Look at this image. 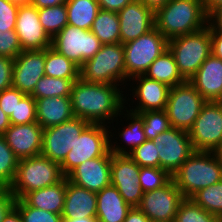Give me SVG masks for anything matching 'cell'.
<instances>
[{"label": "cell", "instance_id": "16", "mask_svg": "<svg viewBox=\"0 0 222 222\" xmlns=\"http://www.w3.org/2000/svg\"><path fill=\"white\" fill-rule=\"evenodd\" d=\"M45 49L23 50L13 62L12 87L31 95L44 75Z\"/></svg>", "mask_w": 222, "mask_h": 222}, {"label": "cell", "instance_id": "51", "mask_svg": "<svg viewBox=\"0 0 222 222\" xmlns=\"http://www.w3.org/2000/svg\"><path fill=\"white\" fill-rule=\"evenodd\" d=\"M67 0H30V4L37 8L57 6L65 3Z\"/></svg>", "mask_w": 222, "mask_h": 222}, {"label": "cell", "instance_id": "53", "mask_svg": "<svg viewBox=\"0 0 222 222\" xmlns=\"http://www.w3.org/2000/svg\"><path fill=\"white\" fill-rule=\"evenodd\" d=\"M2 222H22L21 214L19 213L18 209L14 206L8 212Z\"/></svg>", "mask_w": 222, "mask_h": 222}, {"label": "cell", "instance_id": "29", "mask_svg": "<svg viewBox=\"0 0 222 222\" xmlns=\"http://www.w3.org/2000/svg\"><path fill=\"white\" fill-rule=\"evenodd\" d=\"M68 25L91 30L96 15L101 10L97 0H67Z\"/></svg>", "mask_w": 222, "mask_h": 222}, {"label": "cell", "instance_id": "54", "mask_svg": "<svg viewBox=\"0 0 222 222\" xmlns=\"http://www.w3.org/2000/svg\"><path fill=\"white\" fill-rule=\"evenodd\" d=\"M10 125L9 116L0 108V135H3Z\"/></svg>", "mask_w": 222, "mask_h": 222}, {"label": "cell", "instance_id": "14", "mask_svg": "<svg viewBox=\"0 0 222 222\" xmlns=\"http://www.w3.org/2000/svg\"><path fill=\"white\" fill-rule=\"evenodd\" d=\"M160 168L171 176L193 154L188 131L171 127L155 138Z\"/></svg>", "mask_w": 222, "mask_h": 222}, {"label": "cell", "instance_id": "48", "mask_svg": "<svg viewBox=\"0 0 222 222\" xmlns=\"http://www.w3.org/2000/svg\"><path fill=\"white\" fill-rule=\"evenodd\" d=\"M208 26L210 31H222V6L215 8L208 14Z\"/></svg>", "mask_w": 222, "mask_h": 222}, {"label": "cell", "instance_id": "49", "mask_svg": "<svg viewBox=\"0 0 222 222\" xmlns=\"http://www.w3.org/2000/svg\"><path fill=\"white\" fill-rule=\"evenodd\" d=\"M211 52L222 59V31H210Z\"/></svg>", "mask_w": 222, "mask_h": 222}, {"label": "cell", "instance_id": "35", "mask_svg": "<svg viewBox=\"0 0 222 222\" xmlns=\"http://www.w3.org/2000/svg\"><path fill=\"white\" fill-rule=\"evenodd\" d=\"M19 158L0 135V189H9L16 177Z\"/></svg>", "mask_w": 222, "mask_h": 222}, {"label": "cell", "instance_id": "41", "mask_svg": "<svg viewBox=\"0 0 222 222\" xmlns=\"http://www.w3.org/2000/svg\"><path fill=\"white\" fill-rule=\"evenodd\" d=\"M15 207L22 222H63L62 215L28 206L22 199H16Z\"/></svg>", "mask_w": 222, "mask_h": 222}, {"label": "cell", "instance_id": "15", "mask_svg": "<svg viewBox=\"0 0 222 222\" xmlns=\"http://www.w3.org/2000/svg\"><path fill=\"white\" fill-rule=\"evenodd\" d=\"M139 172L140 166L129 155L111 153V184L131 207L140 205L144 193L139 183Z\"/></svg>", "mask_w": 222, "mask_h": 222}, {"label": "cell", "instance_id": "56", "mask_svg": "<svg viewBox=\"0 0 222 222\" xmlns=\"http://www.w3.org/2000/svg\"><path fill=\"white\" fill-rule=\"evenodd\" d=\"M63 222H97L96 217L75 218V219H63Z\"/></svg>", "mask_w": 222, "mask_h": 222}, {"label": "cell", "instance_id": "28", "mask_svg": "<svg viewBox=\"0 0 222 222\" xmlns=\"http://www.w3.org/2000/svg\"><path fill=\"white\" fill-rule=\"evenodd\" d=\"M144 75L165 83L169 87H174L186 81L179 73L173 54L169 49H166L151 63Z\"/></svg>", "mask_w": 222, "mask_h": 222}, {"label": "cell", "instance_id": "58", "mask_svg": "<svg viewBox=\"0 0 222 222\" xmlns=\"http://www.w3.org/2000/svg\"><path fill=\"white\" fill-rule=\"evenodd\" d=\"M218 155L220 156L221 160H222V147L217 151Z\"/></svg>", "mask_w": 222, "mask_h": 222}, {"label": "cell", "instance_id": "2", "mask_svg": "<svg viewBox=\"0 0 222 222\" xmlns=\"http://www.w3.org/2000/svg\"><path fill=\"white\" fill-rule=\"evenodd\" d=\"M155 27L170 40L197 32L208 25V14L201 0H170L155 12Z\"/></svg>", "mask_w": 222, "mask_h": 222}, {"label": "cell", "instance_id": "57", "mask_svg": "<svg viewBox=\"0 0 222 222\" xmlns=\"http://www.w3.org/2000/svg\"><path fill=\"white\" fill-rule=\"evenodd\" d=\"M9 1H11L12 3H14L18 6L30 4V0H9Z\"/></svg>", "mask_w": 222, "mask_h": 222}, {"label": "cell", "instance_id": "46", "mask_svg": "<svg viewBox=\"0 0 222 222\" xmlns=\"http://www.w3.org/2000/svg\"><path fill=\"white\" fill-rule=\"evenodd\" d=\"M16 197L10 189H0V222L8 212L15 206Z\"/></svg>", "mask_w": 222, "mask_h": 222}, {"label": "cell", "instance_id": "39", "mask_svg": "<svg viewBox=\"0 0 222 222\" xmlns=\"http://www.w3.org/2000/svg\"><path fill=\"white\" fill-rule=\"evenodd\" d=\"M12 125H21L37 122L36 100L32 95H25L9 117Z\"/></svg>", "mask_w": 222, "mask_h": 222}, {"label": "cell", "instance_id": "33", "mask_svg": "<svg viewBox=\"0 0 222 222\" xmlns=\"http://www.w3.org/2000/svg\"><path fill=\"white\" fill-rule=\"evenodd\" d=\"M190 199L206 212L222 218V180L198 190Z\"/></svg>", "mask_w": 222, "mask_h": 222}, {"label": "cell", "instance_id": "23", "mask_svg": "<svg viewBox=\"0 0 222 222\" xmlns=\"http://www.w3.org/2000/svg\"><path fill=\"white\" fill-rule=\"evenodd\" d=\"M96 193L79 187L66 178V194L62 219L96 217Z\"/></svg>", "mask_w": 222, "mask_h": 222}, {"label": "cell", "instance_id": "25", "mask_svg": "<svg viewBox=\"0 0 222 222\" xmlns=\"http://www.w3.org/2000/svg\"><path fill=\"white\" fill-rule=\"evenodd\" d=\"M96 197L97 222H123L132 208L112 184L97 192Z\"/></svg>", "mask_w": 222, "mask_h": 222}, {"label": "cell", "instance_id": "1", "mask_svg": "<svg viewBox=\"0 0 222 222\" xmlns=\"http://www.w3.org/2000/svg\"><path fill=\"white\" fill-rule=\"evenodd\" d=\"M123 92L117 85L89 83L79 78L70 96L73 114L91 124L107 125L108 120L114 121V117L123 115L126 102Z\"/></svg>", "mask_w": 222, "mask_h": 222}, {"label": "cell", "instance_id": "38", "mask_svg": "<svg viewBox=\"0 0 222 222\" xmlns=\"http://www.w3.org/2000/svg\"><path fill=\"white\" fill-rule=\"evenodd\" d=\"M139 183L143 192L165 186L172 176L160 167H140Z\"/></svg>", "mask_w": 222, "mask_h": 222}, {"label": "cell", "instance_id": "50", "mask_svg": "<svg viewBox=\"0 0 222 222\" xmlns=\"http://www.w3.org/2000/svg\"><path fill=\"white\" fill-rule=\"evenodd\" d=\"M123 222H151V220L138 207H132Z\"/></svg>", "mask_w": 222, "mask_h": 222}, {"label": "cell", "instance_id": "36", "mask_svg": "<svg viewBox=\"0 0 222 222\" xmlns=\"http://www.w3.org/2000/svg\"><path fill=\"white\" fill-rule=\"evenodd\" d=\"M139 114L144 119L143 129L148 140H155L159 134L171 128L165 110L140 112Z\"/></svg>", "mask_w": 222, "mask_h": 222}, {"label": "cell", "instance_id": "6", "mask_svg": "<svg viewBox=\"0 0 222 222\" xmlns=\"http://www.w3.org/2000/svg\"><path fill=\"white\" fill-rule=\"evenodd\" d=\"M168 49L173 54L179 73L188 81L212 53L209 26L168 40Z\"/></svg>", "mask_w": 222, "mask_h": 222}, {"label": "cell", "instance_id": "45", "mask_svg": "<svg viewBox=\"0 0 222 222\" xmlns=\"http://www.w3.org/2000/svg\"><path fill=\"white\" fill-rule=\"evenodd\" d=\"M14 59L0 56V93L12 86Z\"/></svg>", "mask_w": 222, "mask_h": 222}, {"label": "cell", "instance_id": "8", "mask_svg": "<svg viewBox=\"0 0 222 222\" xmlns=\"http://www.w3.org/2000/svg\"><path fill=\"white\" fill-rule=\"evenodd\" d=\"M107 128L109 129L110 127L90 123L82 131L71 151L67 153L64 161L60 164L61 171L65 177L84 161L102 157L110 150L112 133Z\"/></svg>", "mask_w": 222, "mask_h": 222}, {"label": "cell", "instance_id": "5", "mask_svg": "<svg viewBox=\"0 0 222 222\" xmlns=\"http://www.w3.org/2000/svg\"><path fill=\"white\" fill-rule=\"evenodd\" d=\"M65 176L60 164L42 155L19 159L15 180L9 188L16 199L60 182Z\"/></svg>", "mask_w": 222, "mask_h": 222}, {"label": "cell", "instance_id": "19", "mask_svg": "<svg viewBox=\"0 0 222 222\" xmlns=\"http://www.w3.org/2000/svg\"><path fill=\"white\" fill-rule=\"evenodd\" d=\"M120 43L126 44L155 27V13L139 0L127 4L118 12Z\"/></svg>", "mask_w": 222, "mask_h": 222}, {"label": "cell", "instance_id": "24", "mask_svg": "<svg viewBox=\"0 0 222 222\" xmlns=\"http://www.w3.org/2000/svg\"><path fill=\"white\" fill-rule=\"evenodd\" d=\"M36 100L37 123L43 129L74 118L71 97H46Z\"/></svg>", "mask_w": 222, "mask_h": 222}, {"label": "cell", "instance_id": "4", "mask_svg": "<svg viewBox=\"0 0 222 222\" xmlns=\"http://www.w3.org/2000/svg\"><path fill=\"white\" fill-rule=\"evenodd\" d=\"M79 78L89 83L118 86L126 83L123 44L102 45L101 49L91 59L86 60L80 66Z\"/></svg>", "mask_w": 222, "mask_h": 222}, {"label": "cell", "instance_id": "18", "mask_svg": "<svg viewBox=\"0 0 222 222\" xmlns=\"http://www.w3.org/2000/svg\"><path fill=\"white\" fill-rule=\"evenodd\" d=\"M15 31L22 50H43L51 47V38L39 20L38 8L32 4L19 6Z\"/></svg>", "mask_w": 222, "mask_h": 222}, {"label": "cell", "instance_id": "32", "mask_svg": "<svg viewBox=\"0 0 222 222\" xmlns=\"http://www.w3.org/2000/svg\"><path fill=\"white\" fill-rule=\"evenodd\" d=\"M78 79H62L44 75L36 83L31 94L35 99L46 97H70L74 82Z\"/></svg>", "mask_w": 222, "mask_h": 222}, {"label": "cell", "instance_id": "42", "mask_svg": "<svg viewBox=\"0 0 222 222\" xmlns=\"http://www.w3.org/2000/svg\"><path fill=\"white\" fill-rule=\"evenodd\" d=\"M22 51L15 30H0V56L15 59Z\"/></svg>", "mask_w": 222, "mask_h": 222}, {"label": "cell", "instance_id": "43", "mask_svg": "<svg viewBox=\"0 0 222 222\" xmlns=\"http://www.w3.org/2000/svg\"><path fill=\"white\" fill-rule=\"evenodd\" d=\"M19 6L9 0H0V30H15Z\"/></svg>", "mask_w": 222, "mask_h": 222}, {"label": "cell", "instance_id": "34", "mask_svg": "<svg viewBox=\"0 0 222 222\" xmlns=\"http://www.w3.org/2000/svg\"><path fill=\"white\" fill-rule=\"evenodd\" d=\"M38 17L44 31L52 39L68 24L66 4L38 8Z\"/></svg>", "mask_w": 222, "mask_h": 222}, {"label": "cell", "instance_id": "47", "mask_svg": "<svg viewBox=\"0 0 222 222\" xmlns=\"http://www.w3.org/2000/svg\"><path fill=\"white\" fill-rule=\"evenodd\" d=\"M132 1L134 0H97L101 10L114 12H119Z\"/></svg>", "mask_w": 222, "mask_h": 222}, {"label": "cell", "instance_id": "22", "mask_svg": "<svg viewBox=\"0 0 222 222\" xmlns=\"http://www.w3.org/2000/svg\"><path fill=\"white\" fill-rule=\"evenodd\" d=\"M131 79L136 82L138 81L137 86L135 88L132 87V95L136 97L135 99L138 100L137 102L139 103H137L134 109L130 108V111L140 113L165 110L171 87L165 83L148 78L145 75H138Z\"/></svg>", "mask_w": 222, "mask_h": 222}, {"label": "cell", "instance_id": "13", "mask_svg": "<svg viewBox=\"0 0 222 222\" xmlns=\"http://www.w3.org/2000/svg\"><path fill=\"white\" fill-rule=\"evenodd\" d=\"M184 200L185 197L171 179L161 188L144 192L138 208L151 222H174Z\"/></svg>", "mask_w": 222, "mask_h": 222}, {"label": "cell", "instance_id": "10", "mask_svg": "<svg viewBox=\"0 0 222 222\" xmlns=\"http://www.w3.org/2000/svg\"><path fill=\"white\" fill-rule=\"evenodd\" d=\"M188 134L195 151L217 152L222 147V101H206Z\"/></svg>", "mask_w": 222, "mask_h": 222}, {"label": "cell", "instance_id": "9", "mask_svg": "<svg viewBox=\"0 0 222 222\" xmlns=\"http://www.w3.org/2000/svg\"><path fill=\"white\" fill-rule=\"evenodd\" d=\"M205 102L202 95L187 80L171 87L165 108L171 127L189 131Z\"/></svg>", "mask_w": 222, "mask_h": 222}, {"label": "cell", "instance_id": "17", "mask_svg": "<svg viewBox=\"0 0 222 222\" xmlns=\"http://www.w3.org/2000/svg\"><path fill=\"white\" fill-rule=\"evenodd\" d=\"M111 152L89 159L75 167L67 176L73 184L95 193L111 184Z\"/></svg>", "mask_w": 222, "mask_h": 222}, {"label": "cell", "instance_id": "31", "mask_svg": "<svg viewBox=\"0 0 222 222\" xmlns=\"http://www.w3.org/2000/svg\"><path fill=\"white\" fill-rule=\"evenodd\" d=\"M80 67L52 47L45 49L46 76L62 79H79Z\"/></svg>", "mask_w": 222, "mask_h": 222}, {"label": "cell", "instance_id": "3", "mask_svg": "<svg viewBox=\"0 0 222 222\" xmlns=\"http://www.w3.org/2000/svg\"><path fill=\"white\" fill-rule=\"evenodd\" d=\"M176 187L185 198L222 180V160L217 152L194 151L173 174Z\"/></svg>", "mask_w": 222, "mask_h": 222}, {"label": "cell", "instance_id": "11", "mask_svg": "<svg viewBox=\"0 0 222 222\" xmlns=\"http://www.w3.org/2000/svg\"><path fill=\"white\" fill-rule=\"evenodd\" d=\"M101 41L90 31L66 25L51 39V47L79 67L91 59L102 47Z\"/></svg>", "mask_w": 222, "mask_h": 222}, {"label": "cell", "instance_id": "44", "mask_svg": "<svg viewBox=\"0 0 222 222\" xmlns=\"http://www.w3.org/2000/svg\"><path fill=\"white\" fill-rule=\"evenodd\" d=\"M24 96L25 94L23 92L12 86L4 89L0 93V108L10 117L12 112H15L17 102H19Z\"/></svg>", "mask_w": 222, "mask_h": 222}, {"label": "cell", "instance_id": "21", "mask_svg": "<svg viewBox=\"0 0 222 222\" xmlns=\"http://www.w3.org/2000/svg\"><path fill=\"white\" fill-rule=\"evenodd\" d=\"M188 81L206 101H222V59L211 53Z\"/></svg>", "mask_w": 222, "mask_h": 222}, {"label": "cell", "instance_id": "30", "mask_svg": "<svg viewBox=\"0 0 222 222\" xmlns=\"http://www.w3.org/2000/svg\"><path fill=\"white\" fill-rule=\"evenodd\" d=\"M103 45L120 43L118 12L100 10L90 30Z\"/></svg>", "mask_w": 222, "mask_h": 222}, {"label": "cell", "instance_id": "55", "mask_svg": "<svg viewBox=\"0 0 222 222\" xmlns=\"http://www.w3.org/2000/svg\"><path fill=\"white\" fill-rule=\"evenodd\" d=\"M203 2L204 9L209 14L215 8L222 6V0H201Z\"/></svg>", "mask_w": 222, "mask_h": 222}, {"label": "cell", "instance_id": "26", "mask_svg": "<svg viewBox=\"0 0 222 222\" xmlns=\"http://www.w3.org/2000/svg\"><path fill=\"white\" fill-rule=\"evenodd\" d=\"M66 194V177L60 182L27 193L22 200L31 207L62 214Z\"/></svg>", "mask_w": 222, "mask_h": 222}, {"label": "cell", "instance_id": "20", "mask_svg": "<svg viewBox=\"0 0 222 222\" xmlns=\"http://www.w3.org/2000/svg\"><path fill=\"white\" fill-rule=\"evenodd\" d=\"M3 135L19 159L41 155L43 128L39 123L11 124Z\"/></svg>", "mask_w": 222, "mask_h": 222}, {"label": "cell", "instance_id": "37", "mask_svg": "<svg viewBox=\"0 0 222 222\" xmlns=\"http://www.w3.org/2000/svg\"><path fill=\"white\" fill-rule=\"evenodd\" d=\"M219 218L206 212L196 205L190 198L180 204L174 222H218Z\"/></svg>", "mask_w": 222, "mask_h": 222}, {"label": "cell", "instance_id": "12", "mask_svg": "<svg viewBox=\"0 0 222 222\" xmlns=\"http://www.w3.org/2000/svg\"><path fill=\"white\" fill-rule=\"evenodd\" d=\"M89 124L84 119L74 117L59 125L43 129L41 155L61 164Z\"/></svg>", "mask_w": 222, "mask_h": 222}, {"label": "cell", "instance_id": "7", "mask_svg": "<svg viewBox=\"0 0 222 222\" xmlns=\"http://www.w3.org/2000/svg\"><path fill=\"white\" fill-rule=\"evenodd\" d=\"M123 47L128 82L131 78L147 72L151 63L168 49V40L154 27L137 39L123 44Z\"/></svg>", "mask_w": 222, "mask_h": 222}, {"label": "cell", "instance_id": "27", "mask_svg": "<svg viewBox=\"0 0 222 222\" xmlns=\"http://www.w3.org/2000/svg\"><path fill=\"white\" fill-rule=\"evenodd\" d=\"M125 109L126 110L124 111H126L127 113L123 117H128L127 119L128 120L130 119L131 121L128 123V126H125L126 127L125 129L122 128L123 131L118 134L119 137H121L122 139L121 142L124 141L126 143V146L124 148V145H122L121 147L119 145H115L116 142H114L113 144L111 142L110 152L112 154L128 155L135 148H137L147 140L143 129L144 119L142 118V116L139 113H135L130 110L128 111L127 108ZM126 149L128 151H126Z\"/></svg>", "mask_w": 222, "mask_h": 222}, {"label": "cell", "instance_id": "52", "mask_svg": "<svg viewBox=\"0 0 222 222\" xmlns=\"http://www.w3.org/2000/svg\"><path fill=\"white\" fill-rule=\"evenodd\" d=\"M154 13L164 7L170 0H139Z\"/></svg>", "mask_w": 222, "mask_h": 222}, {"label": "cell", "instance_id": "40", "mask_svg": "<svg viewBox=\"0 0 222 222\" xmlns=\"http://www.w3.org/2000/svg\"><path fill=\"white\" fill-rule=\"evenodd\" d=\"M140 167H160V159L154 140H146L128 154Z\"/></svg>", "mask_w": 222, "mask_h": 222}]
</instances>
